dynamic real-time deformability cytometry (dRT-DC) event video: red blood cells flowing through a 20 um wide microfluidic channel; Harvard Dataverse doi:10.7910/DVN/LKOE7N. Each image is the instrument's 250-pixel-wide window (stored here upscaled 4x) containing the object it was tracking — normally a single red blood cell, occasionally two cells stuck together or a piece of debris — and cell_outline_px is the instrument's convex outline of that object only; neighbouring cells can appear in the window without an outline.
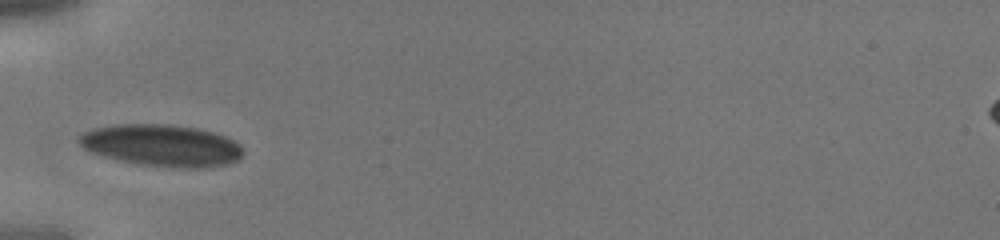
{"species": "human", "species_latin": "Homo sapiens", "temperature_condition": "cold", "stored_images_in_passage": 25, "camera_frame_rate_fps": 3000, "um_per_image_px": 0.085, "donor": {"sex": "male"}, "frame": {"image": 1, "passage_image": 1, "time_ms": 0.0, "image_size_px": [1000, 240], "cell_outline_px": [[244, 152], [236, 160], [228, 164], [208, 168], [176, 168], [136, 164], [116, 160], [88, 152], [76, 140], [84, 132], [92, 128], [112, 124], [168, 124], [196, 128], [212, 132], [224, 136], [240, 144]], "centroid_in_image_um": [13.7, 12.37], "position_along_channel_um": 71.3, "area_um2": 40.46}}
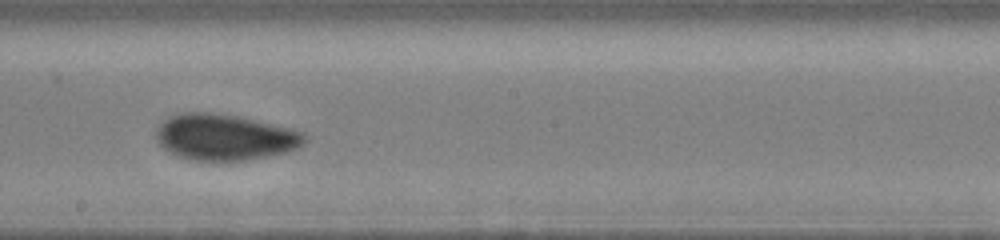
{"frame": {"image": 2, "passage_image": 11, "time_ms": 3.333, "image_size_px": [1000, 240], "cell_outline_px": [[308, 140], [304, 144], [288, 152], [268, 156], [244, 160], [192, 160], [168, 152], [156, 140], [156, 128], [168, 116], [184, 112], [212, 112], [236, 116], [292, 128], [304, 132], [308, 136]], "centroid_in_image_um": [19.12, 11.65], "position_along_channel_um": 229.1, "area_um2": 40.0}}
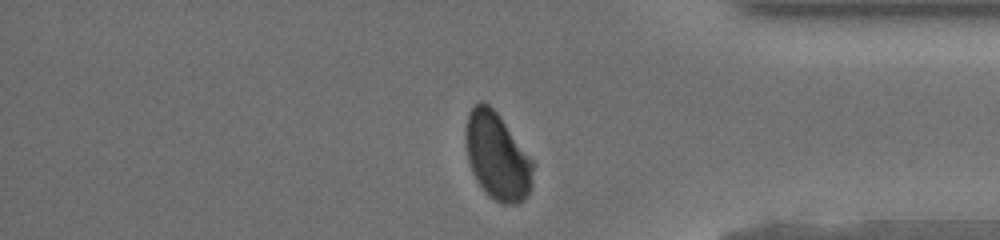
{"frame": {"image": 3, "passage_image": 22, "time_ms": 7.0, "image_size_px": [1000, 240], "cell_outline_px": [[536, 164], [532, 188], [524, 200], [516, 204], [504, 204], [488, 196], [476, 180], [472, 172], [468, 160], [464, 136], [464, 132], [468, 112], [480, 100], [488, 104], [496, 112]], "centroid_in_image_um": [42.27, 13.31], "position_along_channel_um": 392.9, "area_um2": 34.51}}